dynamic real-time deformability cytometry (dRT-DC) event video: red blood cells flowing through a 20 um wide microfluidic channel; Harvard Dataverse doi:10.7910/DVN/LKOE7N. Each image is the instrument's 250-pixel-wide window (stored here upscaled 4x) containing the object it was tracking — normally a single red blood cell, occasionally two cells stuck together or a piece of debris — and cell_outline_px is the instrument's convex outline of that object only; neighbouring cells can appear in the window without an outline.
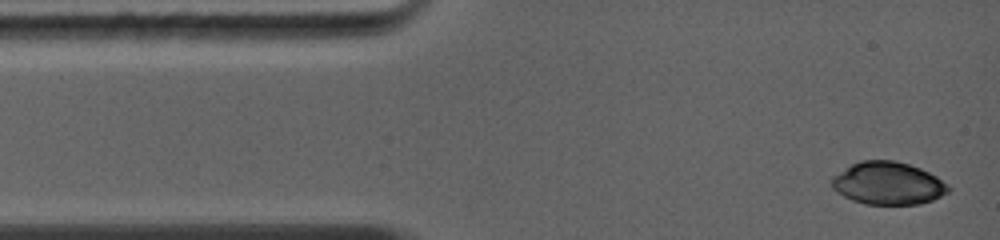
{"species": "common noctule bat (a hibernating species)", "species_latin": "Nyctalus noctula", "temperature_condition": "warm", "stored_images_in_passage": 6, "camera_frame_rate_fps": 5000, "um_per_image_px": 0.085, "animal": {"sex": "female", "body_mass_g": 19.0, "forearm_length_mm": 56.7}, "frame": {"image": 1, "passage_image": 1, "time_ms": 0.0, "image_size_px": [1000, 240], "cell_outline_px": [[952, 188], [948, 192], [932, 200], [920, 204], [864, 204], [852, 200], [836, 192], [832, 188], [832, 176], [852, 164], [860, 160], [892, 160], [908, 164], [920, 168], [936, 176], [948, 184]], "centroid_in_image_um": [75.48, 15.58], "position_along_channel_um": 9.5, "area_um2": 28.96}}
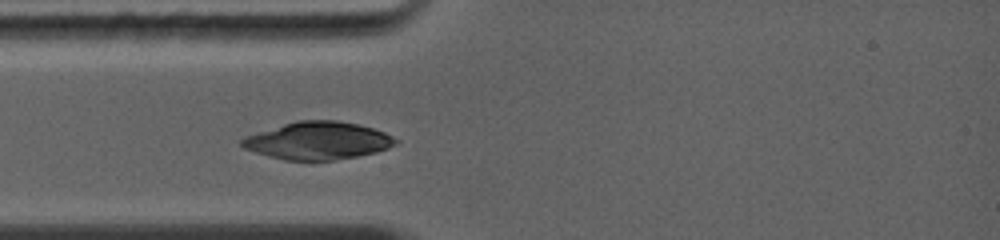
{"frame": {"image": 2, "passage_image": 5, "time_ms": 2.6, "image_size_px": [1000, 240], "cell_outline_px": [[400, 140], [396, 144], [388, 148], [376, 152], [356, 156], [332, 160], [284, 160], [268, 156], [244, 148], [240, 144], [240, 140], [244, 136], [296, 120], [336, 120], [360, 124], [384, 132]], "centroid_in_image_um": [27.02, 11.95], "position_along_channel_um": 58.0, "area_um2": 33.7}}
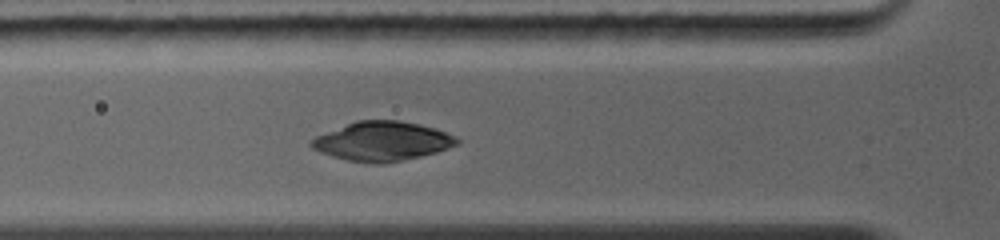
{"frame": {"image": 3, "passage_image": 6, "time_ms": 3.4, "image_size_px": [1000, 240], "cell_outline_px": [[460, 144], [436, 152], [404, 160], [384, 164], [372, 164], [348, 160], [332, 156], [320, 152], [312, 148], [308, 144], [308, 140], [316, 136], [356, 120], [400, 120], [420, 124], [436, 128], [456, 136], [460, 140]], "centroid_in_image_um": [32.5, 12.01], "position_along_channel_um": 93.3, "area_um2": 33.58}}